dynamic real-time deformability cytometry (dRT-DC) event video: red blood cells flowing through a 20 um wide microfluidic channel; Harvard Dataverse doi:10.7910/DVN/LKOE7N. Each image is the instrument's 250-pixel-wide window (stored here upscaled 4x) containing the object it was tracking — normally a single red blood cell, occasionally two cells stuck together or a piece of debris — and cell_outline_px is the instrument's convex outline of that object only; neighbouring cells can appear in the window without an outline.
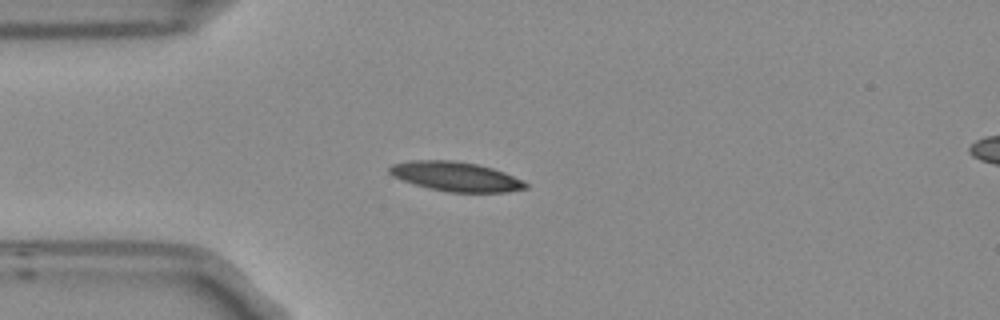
{"species": "Egyptian fruit bat (a non-hibernating species)", "species_latin": "Rousettus aegyptiacus", "temperature_condition": "room temperature", "stored_images_in_passage": 4, "camera_frame_rate_fps": 3000, "um_per_image_px": 0.085, "frame": {"image": 1, "passage_image": 3, "time_ms": 0.667, "image_size_px": [1000, 320], "cell_outline_px": [[528, 188], [508, 192], [448, 192], [428, 188], [392, 176], [388, 172], [388, 168], [392, 164], [412, 160], [456, 160], [476, 164], [492, 168], [504, 172], [524, 180], [528, 184]], "centroid_in_image_um": [38.77, 15.0], "position_along_channel_um": 46.2, "area_um2": 23.41}}